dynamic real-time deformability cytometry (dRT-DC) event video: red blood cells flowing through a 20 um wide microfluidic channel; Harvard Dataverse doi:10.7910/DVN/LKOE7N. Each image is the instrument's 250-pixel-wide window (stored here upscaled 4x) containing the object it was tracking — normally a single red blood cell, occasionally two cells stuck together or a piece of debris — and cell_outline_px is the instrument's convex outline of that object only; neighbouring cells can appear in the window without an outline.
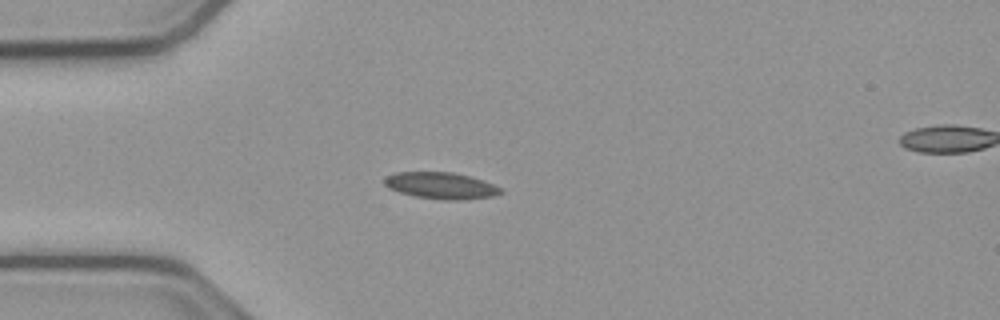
{"species": "common noctule bat (a hibernating species)", "species_latin": "Nyctalus noctula", "temperature_condition": "cold", "stored_images_in_passage": 41, "camera_frame_rate_fps": 3000, "um_per_image_px": 0.085, "animal": {"sex": "male", "body_mass_g": 23.1, "forearm_length_mm": 52.7}, "frame": {"image": 1, "passage_image": 1, "time_ms": 0.0, "image_size_px": [1000, 320], "cell_outline_px": [[504, 192], [492, 196], [464, 200], [440, 200], [416, 196], [400, 192], [388, 188], [384, 184], [384, 176], [396, 172], [452, 172], [484, 180], [500, 188]], "centroid_in_image_um": [37.46, 15.78], "position_along_channel_um": 47.5, "area_um2": 18.03}}
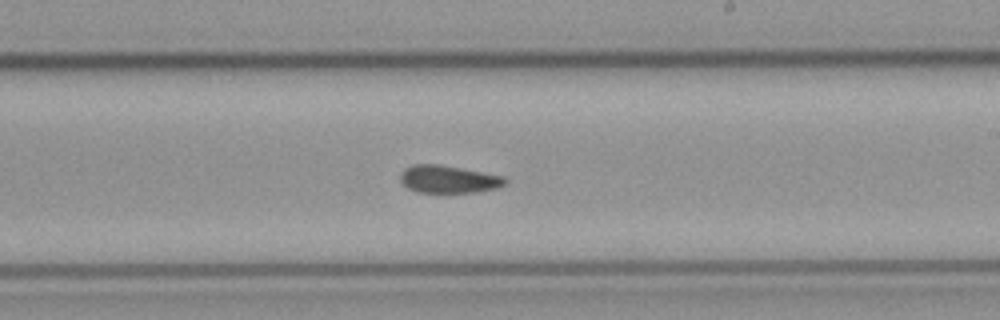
{"frame": {"image": 2, "passage_image": 18, "time_ms": 5.667, "image_size_px": [1000, 320], "cell_outline_px": [[508, 184], [496, 188], [476, 192], [416, 192], [408, 188], [400, 180], [400, 172], [404, 168], [412, 164], [440, 164], [504, 176], [508, 180]], "centroid_in_image_um": [38.12, 15.22], "position_along_channel_um": 250.9, "area_um2": 16.99}}
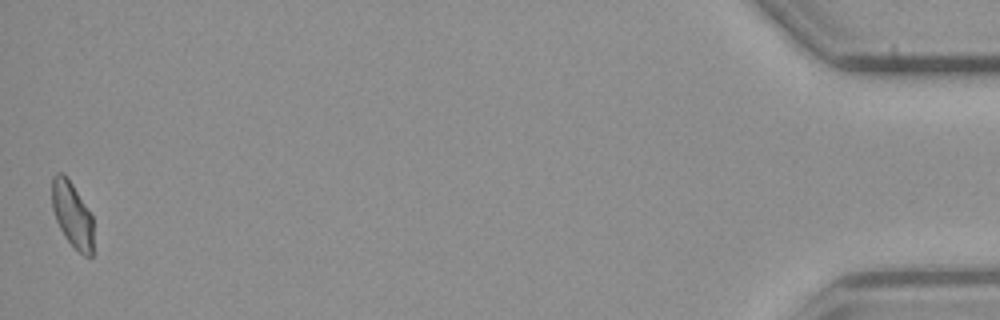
{"frame": {"image": 3, "passage_image": 40, "time_ms": 13.0, "image_size_px": [1000, 320], "cell_outline_px": [[92, 256], [84, 256], [64, 236], [56, 220], [52, 208], [52, 176], [56, 172], [64, 172], [72, 184], [92, 216]], "centroid_in_image_um": [6.11, 18.2], "position_along_channel_um": 429.1, "area_um2": 15.55}}